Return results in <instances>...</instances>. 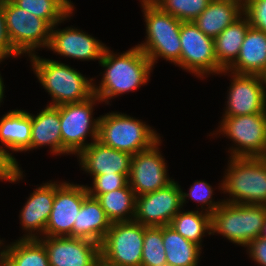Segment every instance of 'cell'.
<instances>
[{
  "label": "cell",
  "instance_id": "cell-14",
  "mask_svg": "<svg viewBox=\"0 0 266 266\" xmlns=\"http://www.w3.org/2000/svg\"><path fill=\"white\" fill-rule=\"evenodd\" d=\"M55 183V199L47 221L45 236L73 237V224L83 200L88 196L86 186L68 183Z\"/></svg>",
  "mask_w": 266,
  "mask_h": 266
},
{
  "label": "cell",
  "instance_id": "cell-4",
  "mask_svg": "<svg viewBox=\"0 0 266 266\" xmlns=\"http://www.w3.org/2000/svg\"><path fill=\"white\" fill-rule=\"evenodd\" d=\"M141 7L147 36L145 42L137 46L150 59L153 68L159 57L180 66L182 21L162 11L154 3H141Z\"/></svg>",
  "mask_w": 266,
  "mask_h": 266
},
{
  "label": "cell",
  "instance_id": "cell-31",
  "mask_svg": "<svg viewBox=\"0 0 266 266\" xmlns=\"http://www.w3.org/2000/svg\"><path fill=\"white\" fill-rule=\"evenodd\" d=\"M166 263L163 246V226H144L141 266H163Z\"/></svg>",
  "mask_w": 266,
  "mask_h": 266
},
{
  "label": "cell",
  "instance_id": "cell-30",
  "mask_svg": "<svg viewBox=\"0 0 266 266\" xmlns=\"http://www.w3.org/2000/svg\"><path fill=\"white\" fill-rule=\"evenodd\" d=\"M16 6L44 19L51 27L68 20L74 11L71 0H11Z\"/></svg>",
  "mask_w": 266,
  "mask_h": 266
},
{
  "label": "cell",
  "instance_id": "cell-39",
  "mask_svg": "<svg viewBox=\"0 0 266 266\" xmlns=\"http://www.w3.org/2000/svg\"><path fill=\"white\" fill-rule=\"evenodd\" d=\"M5 88V85H4V82H3V79H2V76L0 74V104L2 103L3 101V98H4V89Z\"/></svg>",
  "mask_w": 266,
  "mask_h": 266
},
{
  "label": "cell",
  "instance_id": "cell-10",
  "mask_svg": "<svg viewBox=\"0 0 266 266\" xmlns=\"http://www.w3.org/2000/svg\"><path fill=\"white\" fill-rule=\"evenodd\" d=\"M144 226L138 222H115L100 244V257L115 266H141Z\"/></svg>",
  "mask_w": 266,
  "mask_h": 266
},
{
  "label": "cell",
  "instance_id": "cell-37",
  "mask_svg": "<svg viewBox=\"0 0 266 266\" xmlns=\"http://www.w3.org/2000/svg\"><path fill=\"white\" fill-rule=\"evenodd\" d=\"M17 57L19 54L13 49L6 28V19L3 9V0H0V63L8 57Z\"/></svg>",
  "mask_w": 266,
  "mask_h": 266
},
{
  "label": "cell",
  "instance_id": "cell-36",
  "mask_svg": "<svg viewBox=\"0 0 266 266\" xmlns=\"http://www.w3.org/2000/svg\"><path fill=\"white\" fill-rule=\"evenodd\" d=\"M244 14L251 27L266 32V0H248Z\"/></svg>",
  "mask_w": 266,
  "mask_h": 266
},
{
  "label": "cell",
  "instance_id": "cell-33",
  "mask_svg": "<svg viewBox=\"0 0 266 266\" xmlns=\"http://www.w3.org/2000/svg\"><path fill=\"white\" fill-rule=\"evenodd\" d=\"M213 193V188L209 183L197 180L190 186L189 193L183 192V189H181L182 207L186 204L187 198H190L191 200L200 203L201 209L203 208L202 210H205L206 213L212 215L215 210L224 203L222 200L217 202L214 201L212 199V195H214Z\"/></svg>",
  "mask_w": 266,
  "mask_h": 266
},
{
  "label": "cell",
  "instance_id": "cell-23",
  "mask_svg": "<svg viewBox=\"0 0 266 266\" xmlns=\"http://www.w3.org/2000/svg\"><path fill=\"white\" fill-rule=\"evenodd\" d=\"M244 14V7L230 0H212L193 21L208 37L215 39L226 27Z\"/></svg>",
  "mask_w": 266,
  "mask_h": 266
},
{
  "label": "cell",
  "instance_id": "cell-40",
  "mask_svg": "<svg viewBox=\"0 0 266 266\" xmlns=\"http://www.w3.org/2000/svg\"><path fill=\"white\" fill-rule=\"evenodd\" d=\"M93 266H115L112 264H109L105 260H103L101 257L93 264Z\"/></svg>",
  "mask_w": 266,
  "mask_h": 266
},
{
  "label": "cell",
  "instance_id": "cell-26",
  "mask_svg": "<svg viewBox=\"0 0 266 266\" xmlns=\"http://www.w3.org/2000/svg\"><path fill=\"white\" fill-rule=\"evenodd\" d=\"M249 27V19L243 14L214 39L217 63L223 70H227L236 61Z\"/></svg>",
  "mask_w": 266,
  "mask_h": 266
},
{
  "label": "cell",
  "instance_id": "cell-7",
  "mask_svg": "<svg viewBox=\"0 0 266 266\" xmlns=\"http://www.w3.org/2000/svg\"><path fill=\"white\" fill-rule=\"evenodd\" d=\"M96 102L102 101L93 95L81 102L59 106L62 154L77 155L91 144L85 141L87 136L92 138V143L98 140L100 117L92 116Z\"/></svg>",
  "mask_w": 266,
  "mask_h": 266
},
{
  "label": "cell",
  "instance_id": "cell-29",
  "mask_svg": "<svg viewBox=\"0 0 266 266\" xmlns=\"http://www.w3.org/2000/svg\"><path fill=\"white\" fill-rule=\"evenodd\" d=\"M185 239L202 248V238L205 234L212 235L211 215L205 211L180 210L169 224Z\"/></svg>",
  "mask_w": 266,
  "mask_h": 266
},
{
  "label": "cell",
  "instance_id": "cell-24",
  "mask_svg": "<svg viewBox=\"0 0 266 266\" xmlns=\"http://www.w3.org/2000/svg\"><path fill=\"white\" fill-rule=\"evenodd\" d=\"M0 142L12 152H24L31 144V113L10 110L0 118Z\"/></svg>",
  "mask_w": 266,
  "mask_h": 266
},
{
  "label": "cell",
  "instance_id": "cell-28",
  "mask_svg": "<svg viewBox=\"0 0 266 266\" xmlns=\"http://www.w3.org/2000/svg\"><path fill=\"white\" fill-rule=\"evenodd\" d=\"M96 199L111 223L133 221L136 196L129 183L123 188L101 194Z\"/></svg>",
  "mask_w": 266,
  "mask_h": 266
},
{
  "label": "cell",
  "instance_id": "cell-8",
  "mask_svg": "<svg viewBox=\"0 0 266 266\" xmlns=\"http://www.w3.org/2000/svg\"><path fill=\"white\" fill-rule=\"evenodd\" d=\"M7 33L13 49L21 56L34 55L37 48H48L51 26L34 14L16 6L11 0H3Z\"/></svg>",
  "mask_w": 266,
  "mask_h": 266
},
{
  "label": "cell",
  "instance_id": "cell-34",
  "mask_svg": "<svg viewBox=\"0 0 266 266\" xmlns=\"http://www.w3.org/2000/svg\"><path fill=\"white\" fill-rule=\"evenodd\" d=\"M129 174H101L96 175L93 178V186H86L89 196L97 198L101 194L108 193L112 190L125 187L128 181Z\"/></svg>",
  "mask_w": 266,
  "mask_h": 266
},
{
  "label": "cell",
  "instance_id": "cell-19",
  "mask_svg": "<svg viewBox=\"0 0 266 266\" xmlns=\"http://www.w3.org/2000/svg\"><path fill=\"white\" fill-rule=\"evenodd\" d=\"M77 157L81 168L90 176L101 174H129L132 155L103 145L98 140L83 150Z\"/></svg>",
  "mask_w": 266,
  "mask_h": 266
},
{
  "label": "cell",
  "instance_id": "cell-32",
  "mask_svg": "<svg viewBox=\"0 0 266 266\" xmlns=\"http://www.w3.org/2000/svg\"><path fill=\"white\" fill-rule=\"evenodd\" d=\"M212 0H155L153 3L162 11L182 22H193Z\"/></svg>",
  "mask_w": 266,
  "mask_h": 266
},
{
  "label": "cell",
  "instance_id": "cell-12",
  "mask_svg": "<svg viewBox=\"0 0 266 266\" xmlns=\"http://www.w3.org/2000/svg\"><path fill=\"white\" fill-rule=\"evenodd\" d=\"M181 208V186L173 180L159 190L136 196L133 220L146 227H162L169 225Z\"/></svg>",
  "mask_w": 266,
  "mask_h": 266
},
{
  "label": "cell",
  "instance_id": "cell-16",
  "mask_svg": "<svg viewBox=\"0 0 266 266\" xmlns=\"http://www.w3.org/2000/svg\"><path fill=\"white\" fill-rule=\"evenodd\" d=\"M38 240L45 246L50 266H93L100 258V245L88 239L45 236Z\"/></svg>",
  "mask_w": 266,
  "mask_h": 266
},
{
  "label": "cell",
  "instance_id": "cell-9",
  "mask_svg": "<svg viewBox=\"0 0 266 266\" xmlns=\"http://www.w3.org/2000/svg\"><path fill=\"white\" fill-rule=\"evenodd\" d=\"M222 118L216 132L235 144L228 151L230 157H266V113Z\"/></svg>",
  "mask_w": 266,
  "mask_h": 266
},
{
  "label": "cell",
  "instance_id": "cell-18",
  "mask_svg": "<svg viewBox=\"0 0 266 266\" xmlns=\"http://www.w3.org/2000/svg\"><path fill=\"white\" fill-rule=\"evenodd\" d=\"M54 199L55 182L52 181L43 183V185L36 188L30 194L19 215L21 220L20 224L23 230L28 233L24 234L20 239H38L40 236L45 237V229Z\"/></svg>",
  "mask_w": 266,
  "mask_h": 266
},
{
  "label": "cell",
  "instance_id": "cell-3",
  "mask_svg": "<svg viewBox=\"0 0 266 266\" xmlns=\"http://www.w3.org/2000/svg\"><path fill=\"white\" fill-rule=\"evenodd\" d=\"M219 188L228 193L223 201L266 205V157H229Z\"/></svg>",
  "mask_w": 266,
  "mask_h": 266
},
{
  "label": "cell",
  "instance_id": "cell-45",
  "mask_svg": "<svg viewBox=\"0 0 266 266\" xmlns=\"http://www.w3.org/2000/svg\"><path fill=\"white\" fill-rule=\"evenodd\" d=\"M4 241L3 240H0V249L2 248L1 246H3L4 245V243H3Z\"/></svg>",
  "mask_w": 266,
  "mask_h": 266
},
{
  "label": "cell",
  "instance_id": "cell-17",
  "mask_svg": "<svg viewBox=\"0 0 266 266\" xmlns=\"http://www.w3.org/2000/svg\"><path fill=\"white\" fill-rule=\"evenodd\" d=\"M56 28V29H55ZM106 45L88 33L72 27L57 29L51 28L50 42L47 49L60 56L89 61L102 59Z\"/></svg>",
  "mask_w": 266,
  "mask_h": 266
},
{
  "label": "cell",
  "instance_id": "cell-41",
  "mask_svg": "<svg viewBox=\"0 0 266 266\" xmlns=\"http://www.w3.org/2000/svg\"><path fill=\"white\" fill-rule=\"evenodd\" d=\"M260 238L266 239V218H265L264 225H263V228L260 234Z\"/></svg>",
  "mask_w": 266,
  "mask_h": 266
},
{
  "label": "cell",
  "instance_id": "cell-6",
  "mask_svg": "<svg viewBox=\"0 0 266 266\" xmlns=\"http://www.w3.org/2000/svg\"><path fill=\"white\" fill-rule=\"evenodd\" d=\"M160 139L151 126L127 114L115 111L100 116L98 141L105 146L135 155Z\"/></svg>",
  "mask_w": 266,
  "mask_h": 266
},
{
  "label": "cell",
  "instance_id": "cell-43",
  "mask_svg": "<svg viewBox=\"0 0 266 266\" xmlns=\"http://www.w3.org/2000/svg\"><path fill=\"white\" fill-rule=\"evenodd\" d=\"M155 0H140L141 3H153Z\"/></svg>",
  "mask_w": 266,
  "mask_h": 266
},
{
  "label": "cell",
  "instance_id": "cell-11",
  "mask_svg": "<svg viewBox=\"0 0 266 266\" xmlns=\"http://www.w3.org/2000/svg\"><path fill=\"white\" fill-rule=\"evenodd\" d=\"M180 44V67L184 70L202 79L223 71L215 56L214 39L205 35L194 22L181 23Z\"/></svg>",
  "mask_w": 266,
  "mask_h": 266
},
{
  "label": "cell",
  "instance_id": "cell-13",
  "mask_svg": "<svg viewBox=\"0 0 266 266\" xmlns=\"http://www.w3.org/2000/svg\"><path fill=\"white\" fill-rule=\"evenodd\" d=\"M161 139L150 149L132 155L128 181L135 196H141L159 190L170 184L165 158L158 146Z\"/></svg>",
  "mask_w": 266,
  "mask_h": 266
},
{
  "label": "cell",
  "instance_id": "cell-2",
  "mask_svg": "<svg viewBox=\"0 0 266 266\" xmlns=\"http://www.w3.org/2000/svg\"><path fill=\"white\" fill-rule=\"evenodd\" d=\"M29 58L40 84L50 94L52 100L48 105L81 102L94 95L93 78H86L77 69L60 61L41 58L36 54Z\"/></svg>",
  "mask_w": 266,
  "mask_h": 266
},
{
  "label": "cell",
  "instance_id": "cell-5",
  "mask_svg": "<svg viewBox=\"0 0 266 266\" xmlns=\"http://www.w3.org/2000/svg\"><path fill=\"white\" fill-rule=\"evenodd\" d=\"M266 205L225 202L211 215L212 235L220 234L244 248L260 237Z\"/></svg>",
  "mask_w": 266,
  "mask_h": 266
},
{
  "label": "cell",
  "instance_id": "cell-35",
  "mask_svg": "<svg viewBox=\"0 0 266 266\" xmlns=\"http://www.w3.org/2000/svg\"><path fill=\"white\" fill-rule=\"evenodd\" d=\"M17 159L0 146V180L16 183L23 177L22 168L19 167Z\"/></svg>",
  "mask_w": 266,
  "mask_h": 266
},
{
  "label": "cell",
  "instance_id": "cell-21",
  "mask_svg": "<svg viewBox=\"0 0 266 266\" xmlns=\"http://www.w3.org/2000/svg\"><path fill=\"white\" fill-rule=\"evenodd\" d=\"M50 146V152L62 154L59 106L47 105L37 115L31 114V144L25 150Z\"/></svg>",
  "mask_w": 266,
  "mask_h": 266
},
{
  "label": "cell",
  "instance_id": "cell-25",
  "mask_svg": "<svg viewBox=\"0 0 266 266\" xmlns=\"http://www.w3.org/2000/svg\"><path fill=\"white\" fill-rule=\"evenodd\" d=\"M0 266H50L45 246L38 239H17L3 246Z\"/></svg>",
  "mask_w": 266,
  "mask_h": 266
},
{
  "label": "cell",
  "instance_id": "cell-15",
  "mask_svg": "<svg viewBox=\"0 0 266 266\" xmlns=\"http://www.w3.org/2000/svg\"><path fill=\"white\" fill-rule=\"evenodd\" d=\"M227 73H231L229 76L232 77L230 79L232 82L227 94L228 100L223 116L266 113V88L263 77L236 74L227 70H223L220 74L226 75Z\"/></svg>",
  "mask_w": 266,
  "mask_h": 266
},
{
  "label": "cell",
  "instance_id": "cell-27",
  "mask_svg": "<svg viewBox=\"0 0 266 266\" xmlns=\"http://www.w3.org/2000/svg\"><path fill=\"white\" fill-rule=\"evenodd\" d=\"M163 246L167 264L171 266H198L202 248L182 237L170 225L163 226Z\"/></svg>",
  "mask_w": 266,
  "mask_h": 266
},
{
  "label": "cell",
  "instance_id": "cell-42",
  "mask_svg": "<svg viewBox=\"0 0 266 266\" xmlns=\"http://www.w3.org/2000/svg\"><path fill=\"white\" fill-rule=\"evenodd\" d=\"M230 1L236 2L240 5H242L243 7H245L248 0H230Z\"/></svg>",
  "mask_w": 266,
  "mask_h": 266
},
{
  "label": "cell",
  "instance_id": "cell-20",
  "mask_svg": "<svg viewBox=\"0 0 266 266\" xmlns=\"http://www.w3.org/2000/svg\"><path fill=\"white\" fill-rule=\"evenodd\" d=\"M227 71L262 76L266 72V32L250 26L236 61Z\"/></svg>",
  "mask_w": 266,
  "mask_h": 266
},
{
  "label": "cell",
  "instance_id": "cell-38",
  "mask_svg": "<svg viewBox=\"0 0 266 266\" xmlns=\"http://www.w3.org/2000/svg\"><path fill=\"white\" fill-rule=\"evenodd\" d=\"M246 247L248 255L252 260L260 266H266V239L258 237Z\"/></svg>",
  "mask_w": 266,
  "mask_h": 266
},
{
  "label": "cell",
  "instance_id": "cell-1",
  "mask_svg": "<svg viewBox=\"0 0 266 266\" xmlns=\"http://www.w3.org/2000/svg\"><path fill=\"white\" fill-rule=\"evenodd\" d=\"M99 64L105 71L99 86L94 83V95L106 105L111 98L145 85L153 69L150 59L137 45L121 54L106 47Z\"/></svg>",
  "mask_w": 266,
  "mask_h": 266
},
{
  "label": "cell",
  "instance_id": "cell-44",
  "mask_svg": "<svg viewBox=\"0 0 266 266\" xmlns=\"http://www.w3.org/2000/svg\"><path fill=\"white\" fill-rule=\"evenodd\" d=\"M262 77H263L264 85H265V88H266V72L262 75Z\"/></svg>",
  "mask_w": 266,
  "mask_h": 266
},
{
  "label": "cell",
  "instance_id": "cell-22",
  "mask_svg": "<svg viewBox=\"0 0 266 266\" xmlns=\"http://www.w3.org/2000/svg\"><path fill=\"white\" fill-rule=\"evenodd\" d=\"M111 224L99 201L88 195L73 224V237L88 239L100 245Z\"/></svg>",
  "mask_w": 266,
  "mask_h": 266
}]
</instances>
